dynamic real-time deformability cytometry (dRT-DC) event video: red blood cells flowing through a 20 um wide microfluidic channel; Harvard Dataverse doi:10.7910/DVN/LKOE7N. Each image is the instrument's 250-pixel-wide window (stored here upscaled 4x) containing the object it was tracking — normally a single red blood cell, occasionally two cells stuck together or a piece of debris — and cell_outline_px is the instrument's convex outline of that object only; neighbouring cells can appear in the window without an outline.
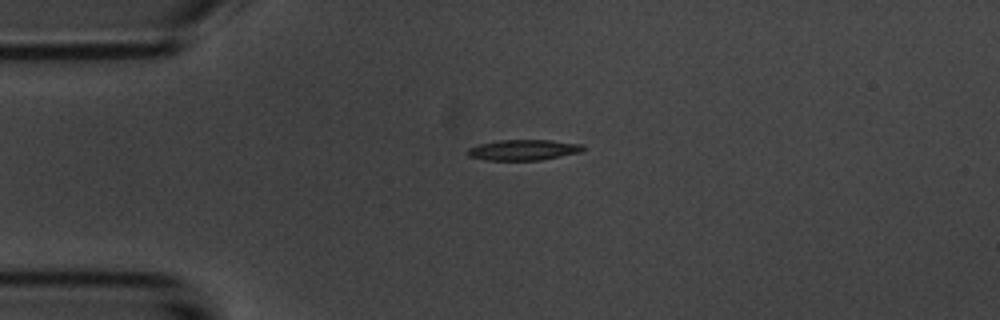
{"species": "common noctule bat (a hibernating species)", "species_latin": "Nyctalus noctula", "temperature_condition": "room temperature", "stored_images_in_passage": 2, "camera_frame_rate_fps": 3000, "um_per_image_px": 0.085, "animal": {"sex": "male", "body_mass_g": 20.1, "forearm_length_mm": 53.5}, "frame": {"image": 1, "passage_image": 1, "time_ms": 0.0, "image_size_px": [1000, 320], "cell_outline_px": [[584, 148], [580, 152], [540, 160], [488, 160], [468, 156], [468, 148], [480, 144], [500, 140], [552, 140], [584, 144]], "centroid_in_image_um": [44.52, 12.74], "position_along_channel_um": 40.5, "area_um2": 13.76}}